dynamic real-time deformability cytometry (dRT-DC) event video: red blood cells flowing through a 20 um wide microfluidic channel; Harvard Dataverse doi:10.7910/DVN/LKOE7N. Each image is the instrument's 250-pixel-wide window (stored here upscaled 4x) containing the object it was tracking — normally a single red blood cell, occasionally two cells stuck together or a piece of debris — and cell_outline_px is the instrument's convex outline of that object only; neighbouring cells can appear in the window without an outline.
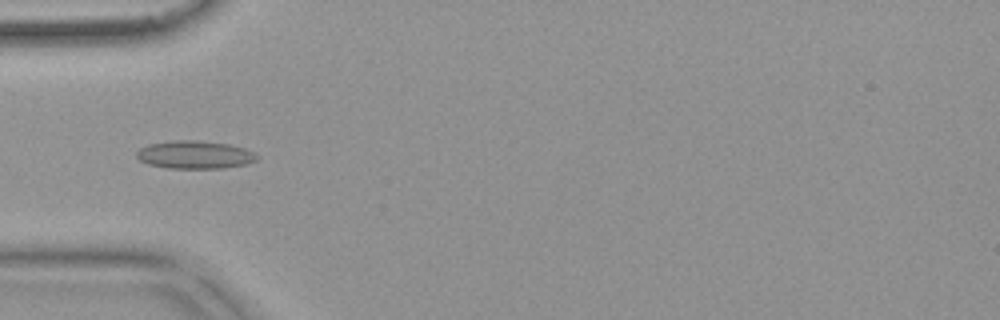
{"species": "common noctule bat (a hibernating species)", "species_latin": "Nyctalus noctula", "temperature_condition": "warm", "stored_images_in_passage": 5, "camera_frame_rate_fps": 3000, "um_per_image_px": 0.085, "animal": {"sex": "female", "body_mass_g": 18.4}, "frame": {"image": 1, "passage_image": 3, "time_ms": 0.667, "image_size_px": [1000, 320], "cell_outline_px": [[260, 156], [256, 160], [244, 164], [224, 168], [164, 168], [148, 164], [140, 160], [136, 156], [136, 152], [140, 148], [148, 144], [172, 140], [196, 140], [228, 144], [244, 148], [256, 152]], "centroid_in_image_um": [16.55, 13.15], "position_along_channel_um": 68.4, "area_um2": 19.71}}